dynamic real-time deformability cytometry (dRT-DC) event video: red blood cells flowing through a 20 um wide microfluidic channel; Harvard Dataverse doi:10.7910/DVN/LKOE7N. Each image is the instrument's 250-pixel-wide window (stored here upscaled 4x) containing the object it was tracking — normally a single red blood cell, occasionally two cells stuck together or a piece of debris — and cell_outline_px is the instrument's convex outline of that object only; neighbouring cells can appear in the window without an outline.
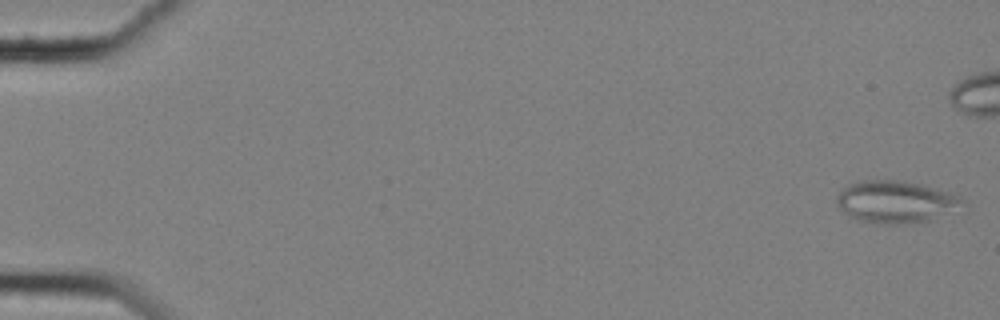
{"species": "common noctule bat (a hibernating species)", "species_latin": "Nyctalus noctula", "temperature_condition": "cold", "stored_images_in_passage": 52, "camera_frame_rate_fps": 3000, "um_per_image_px": 0.085, "animal": {"sex": "female", "body_mass_g": 25.1}, "frame": {"image": 1, "passage_image": 2, "time_ms": 0.333, "image_size_px": [1000, 320], "cell_outline_px": [[968, 204], [928, 220], [896, 224], [876, 224], [860, 220], [848, 216], [836, 204], [836, 196], [848, 184], [856, 180], [900, 180], [924, 184], [960, 196]], "centroid_in_image_um": [76.11, 17.13], "position_along_channel_um": 8.9, "area_um2": 30.98}}
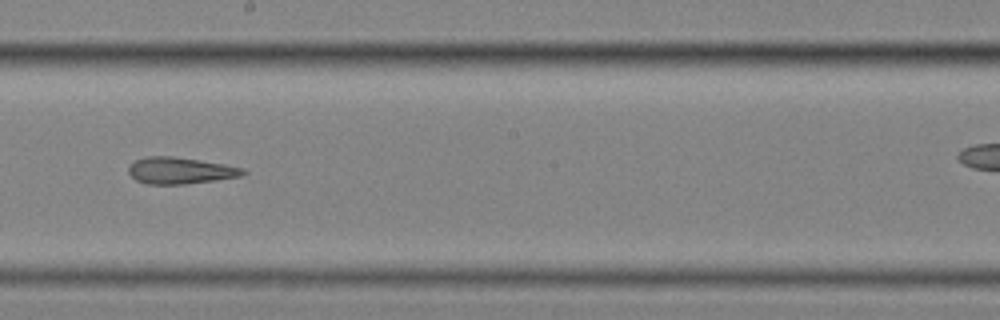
{"frame": {"image": 2, "passage_image": 35, "time_ms": 11.333, "image_size_px": [1000, 320], "cell_outline_px": [[248, 172], [244, 176], [216, 180], [184, 184], [148, 184], [136, 180], [128, 172], [128, 168], [136, 160], [148, 156], [172, 156], [224, 164], [244, 168]], "centroid_in_image_um": [15.37, 14.5], "position_along_channel_um": 232.8, "area_um2": 17.69}}
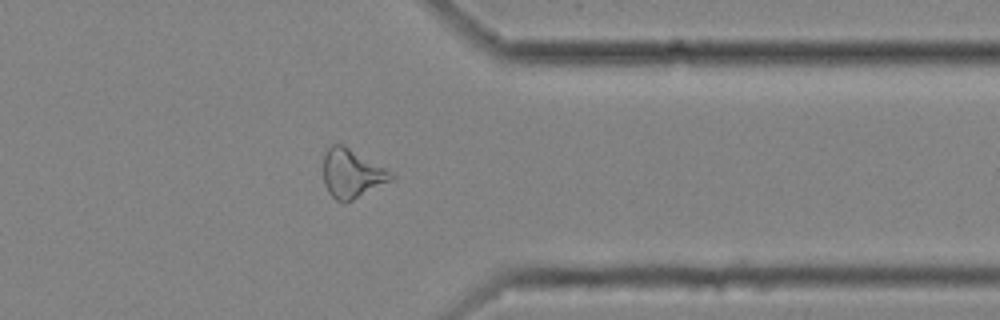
{"frame": {"image": 3, "passage_image": 48, "time_ms": 15.667, "image_size_px": [1000, 320], "cell_outline_px": [[396, 176], [392, 180], [344, 204], [336, 200], [328, 192], [324, 184], [324, 152], [332, 144], [344, 144], [384, 168]], "centroid_in_image_um": [29.87, 14.75], "position_along_channel_um": 381.5, "area_um2": 19.13}}